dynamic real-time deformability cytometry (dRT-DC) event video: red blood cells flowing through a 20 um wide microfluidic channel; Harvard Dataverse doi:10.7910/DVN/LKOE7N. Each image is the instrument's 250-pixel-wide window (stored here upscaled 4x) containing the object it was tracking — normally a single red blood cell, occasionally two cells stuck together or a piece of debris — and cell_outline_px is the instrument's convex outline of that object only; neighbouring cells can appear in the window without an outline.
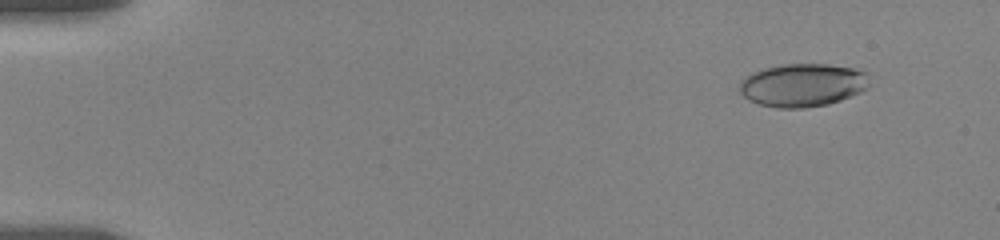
{"species": "human", "species_latin": "Homo sapiens", "temperature_condition": "room temperature", "stored_images_in_passage": 15, "camera_frame_rate_fps": 3000, "um_per_image_px": 0.085, "donor": {"sex": "female"}, "frame": {"image": 1, "passage_image": 3, "time_ms": 1.333, "image_size_px": [1000, 240], "cell_outline_px": [[868, 84], [860, 92], [840, 100], [828, 104], [804, 108], [776, 108], [760, 104], [748, 100], [740, 92], [740, 80], [744, 76], [760, 68], [780, 64], [828, 64], [852, 68], [864, 72]], "centroid_in_image_um": [68.14, 7.23], "position_along_channel_um": 16.9, "area_um2": 32.6}}
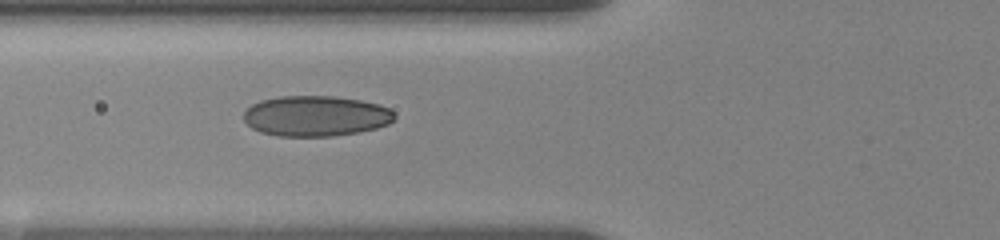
{"frame": {"image": 2, "passage_image": 13, "time_ms": 7.0, "image_size_px": [1000, 240], "cell_outline_px": [[396, 116], [388, 124], [376, 128], [356, 132], [332, 136], [276, 136], [260, 132], [252, 128], [244, 120], [244, 112], [252, 104], [260, 100], [280, 96], [332, 96], [360, 100], [380, 104], [388, 108]], "centroid_in_image_um": [26.82, 9.85], "position_along_channel_um": 99.0, "area_um2": 35.55}}
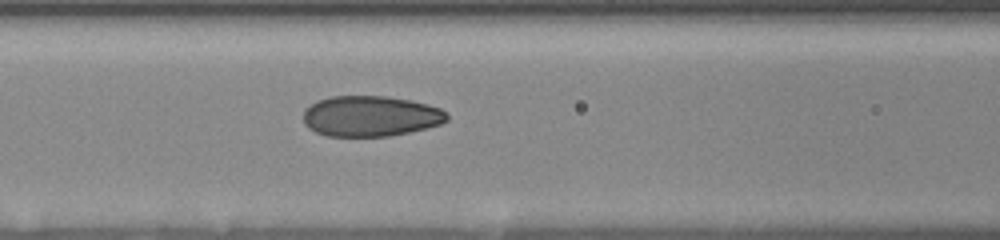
{"frame": {"image": 3, "passage_image": 15, "time_ms": 8.0, "image_size_px": [1000, 240], "cell_outline_px": [[448, 120], [440, 124], [408, 132], [388, 136], [328, 136], [316, 132], [308, 128], [304, 124], [304, 108], [316, 100], [328, 96], [388, 96], [412, 100], [428, 104], [440, 108], [448, 116]], "centroid_in_image_um": [31.46, 9.85], "position_along_channel_um": 135.1, "area_um2": 34.16}}